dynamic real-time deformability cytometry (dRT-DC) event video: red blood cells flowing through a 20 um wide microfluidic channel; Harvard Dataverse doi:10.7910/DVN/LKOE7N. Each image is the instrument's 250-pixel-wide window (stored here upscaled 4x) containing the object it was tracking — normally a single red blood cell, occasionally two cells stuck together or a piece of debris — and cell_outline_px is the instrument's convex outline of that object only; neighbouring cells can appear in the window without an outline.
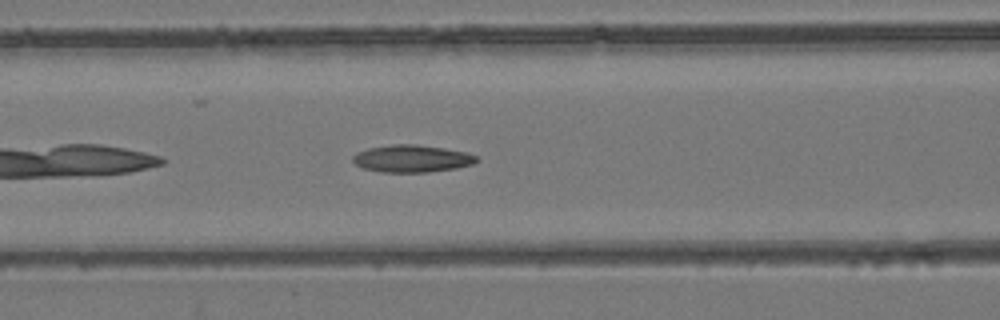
{"species": "common noctule bat (a hibernating species)", "species_latin": "Nyctalus noctula", "temperature_condition": "room temperature", "stored_images_in_passage": 38, "camera_frame_rate_fps": 3000, "um_per_image_px": 0.085, "animal": {"sex": "female", "body_mass_g": 24.6, "forearm_length_mm": 56.2}, "frame": {"image": 1, "passage_image": 7, "time_ms": 2.0, "image_size_px": [1000, 320], "cell_outline_px": [[480, 160], [476, 164], [456, 168], [428, 172], [380, 172], [364, 168], [356, 164], [352, 160], [352, 156], [356, 152], [368, 148], [392, 144], [416, 144], [444, 148], [468, 152], [476, 156]], "centroid_in_image_um": [35.04, 13.48], "position_along_channel_um": 131.6, "area_um2": 19.88}}
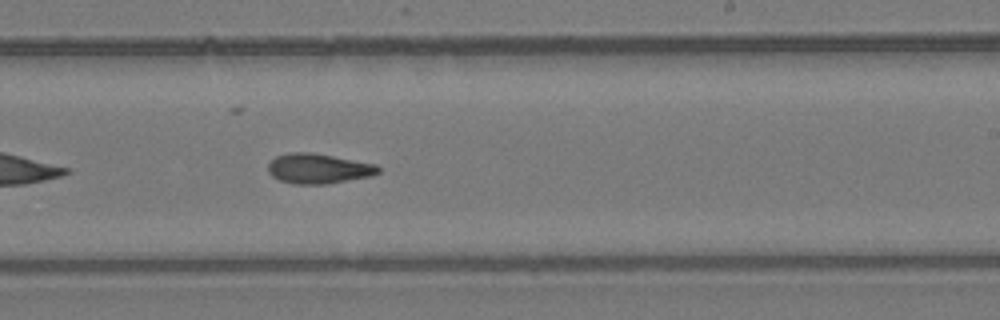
{"frame": {"image": 2, "passage_image": 17, "time_ms": 5.333, "image_size_px": [1000, 320], "cell_outline_px": [[380, 172], [372, 176], [328, 184], [292, 184], [280, 180], [272, 176], [268, 172], [268, 164], [276, 156], [288, 152], [312, 152], [376, 164], [380, 168]], "centroid_in_image_um": [27.07, 14.33], "position_along_channel_um": 261.9, "area_um2": 19.42}}
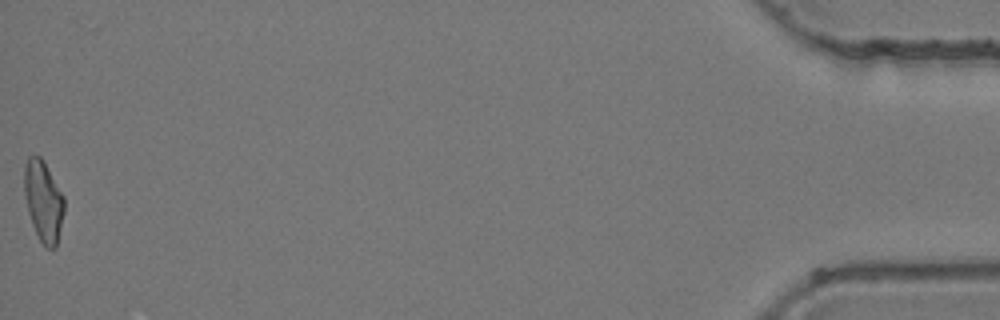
{"frame": {"image": 3, "passage_image": 38, "time_ms": 12.333, "image_size_px": [1000, 320], "cell_outline_px": [[64, 212], [56, 248], [48, 248], [40, 240], [32, 224], [28, 212], [24, 192], [24, 164], [28, 156], [40, 156], [44, 160], [64, 196]], "centroid_in_image_um": [3.69, 17.05], "position_along_channel_um": 431.5, "area_um2": 18.84}, "authors_computed_cell_mechanics": {"area_um2": 18.8428, "velocity_mm_per_s": 3.9121, "shape_relaxation_time_tau1_ms": null, "shape_relaxation_time_tau2_ms": 3.9595, "deformation_change_tau1": null, "deformation_change_tau2": 0.118}}